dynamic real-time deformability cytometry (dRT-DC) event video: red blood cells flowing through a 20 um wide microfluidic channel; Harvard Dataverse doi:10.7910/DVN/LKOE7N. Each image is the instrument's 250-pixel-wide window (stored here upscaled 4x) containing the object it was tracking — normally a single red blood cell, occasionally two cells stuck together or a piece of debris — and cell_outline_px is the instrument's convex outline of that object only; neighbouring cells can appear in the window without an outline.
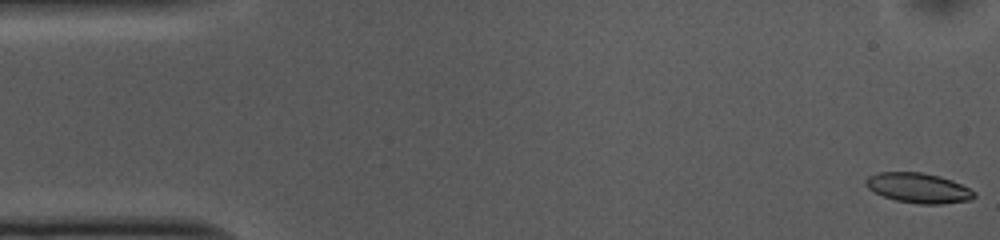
{"species": "common noctule bat (a hibernating species)", "species_latin": "Nyctalus noctula", "temperature_condition": "cold", "stored_images_in_passage": 53, "camera_frame_rate_fps": 3000, "um_per_image_px": 0.085, "animal": {"sex": "female", "body_mass_g": 10.0, "forearm_length_mm": 53.1}, "frame": {"image": 1, "passage_image": 1, "time_ms": 0.0, "image_size_px": [1000, 240], "cell_outline_px": [[976, 196], [972, 200], [940, 204], [920, 204], [896, 200], [884, 196], [868, 188], [864, 184], [864, 180], [868, 176], [876, 172], [924, 172], [940, 176], [952, 180], [976, 192]], "centroid_in_image_um": [78.07, 15.97], "position_along_channel_um": 6.9, "area_um2": 19.02}}
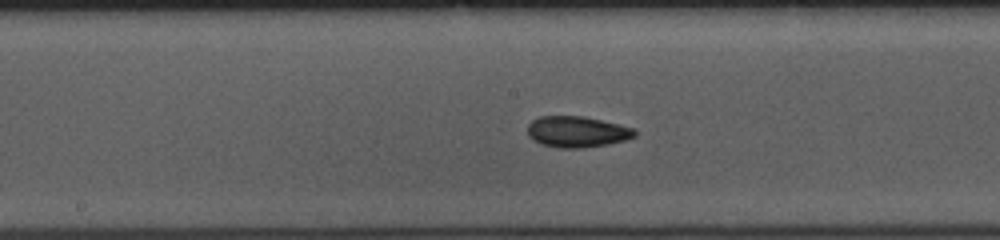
{"frame": {"image": 2, "passage_image": 26, "time_ms": 8.333, "image_size_px": [1000, 240], "cell_outline_px": [[636, 136], [624, 140], [608, 144], [580, 148], [560, 148], [540, 144], [532, 140], [528, 136], [528, 124], [532, 120], [540, 116], [584, 116], [636, 128]], "centroid_in_image_um": [49.04, 11.2], "position_along_channel_um": 199.2, "area_um2": 19.54}}
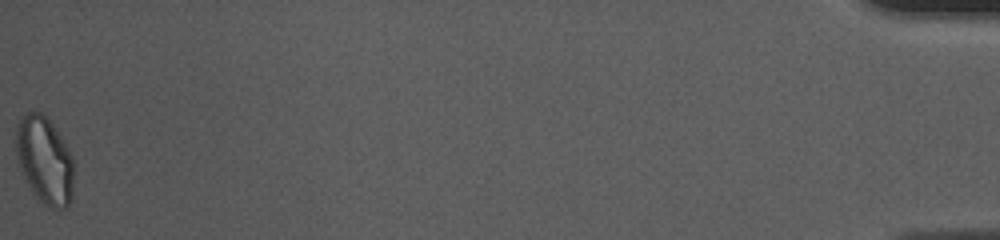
{"frame": {"image": 3, "passage_image": 53, "time_ms": 17.333, "image_size_px": [1000, 240], "cell_outline_px": [[72, 200], [68, 208], [48, 208], [28, 188], [20, 168], [16, 152], [16, 124], [28, 112], [40, 112], [52, 124], [68, 148], [72, 156]], "centroid_in_image_um": [3.78, 13.66], "position_along_channel_um": 431.4, "area_um2": 29.19}, "authors_computed_cell_mechanics": {"area_um2": 19.2474, "velocity_mm_per_s": 3.7355, "shape_relaxation_time_tau1_ms": 7.9553, "shape_relaxation_time_tau2_ms": 2.6617, "deformation_change_tau1": 0.14, "deformation_change_tau2": 0.0726}}